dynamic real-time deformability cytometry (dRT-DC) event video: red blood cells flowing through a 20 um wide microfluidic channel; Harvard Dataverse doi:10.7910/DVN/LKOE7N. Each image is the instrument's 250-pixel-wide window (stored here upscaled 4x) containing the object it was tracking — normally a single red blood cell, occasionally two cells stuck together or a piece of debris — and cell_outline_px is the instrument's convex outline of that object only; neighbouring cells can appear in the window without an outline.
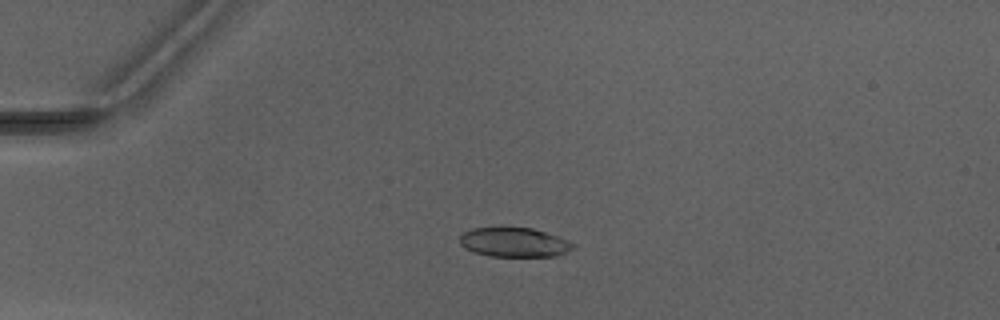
{"species": "Egyptian fruit bat (a non-hibernating species)", "species_latin": "Rousettus aegyptiacus", "temperature_condition": "warm", "stored_images_in_passage": 4, "camera_frame_rate_fps": 3000, "um_per_image_px": 0.085, "animal": {"sex": "male"}, "frame": {"image": 1, "passage_image": 2, "time_ms": 1.0, "image_size_px": [1000, 320], "cell_outline_px": [[576, 244], [568, 252], [556, 256], [488, 256], [464, 248], [460, 244], [460, 236], [464, 232], [472, 228], [532, 228], [568, 240]], "centroid_in_image_um": [43.71, 20.6], "position_along_channel_um": 41.3, "area_um2": 19.19}}